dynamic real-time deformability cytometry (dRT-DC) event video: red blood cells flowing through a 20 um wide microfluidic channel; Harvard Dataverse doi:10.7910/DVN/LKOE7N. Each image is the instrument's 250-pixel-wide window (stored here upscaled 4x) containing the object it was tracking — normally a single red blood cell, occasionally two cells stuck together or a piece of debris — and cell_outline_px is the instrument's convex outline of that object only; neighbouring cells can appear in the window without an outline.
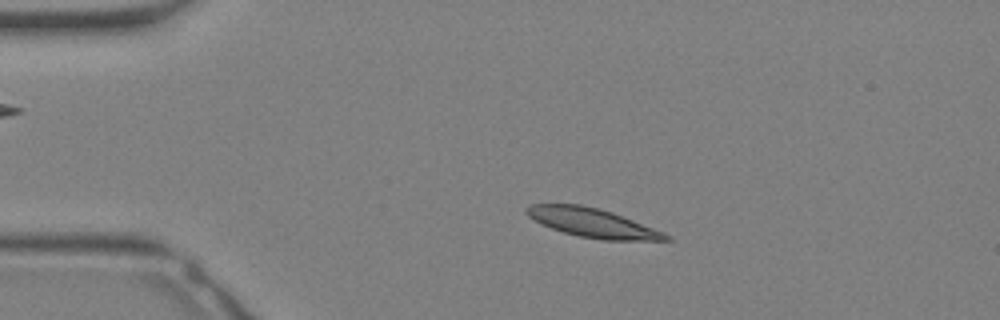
{"species": "Egyptian fruit bat (a non-hibernating species)", "species_latin": "Rousettus aegyptiacus", "temperature_condition": "warm", "stored_images_in_passage": 32, "camera_frame_rate_fps": 3000, "um_per_image_px": 0.085, "animal": {"sex": "female"}, "frame": {"image": 1, "passage_image": 6, "time_ms": 1.667, "image_size_px": [1000, 320], "cell_outline_px": [[672, 240], [604, 240], [580, 236], [564, 232], [552, 228], [528, 216], [524, 212], [524, 208], [528, 204], [580, 204], [612, 212], [664, 232], [672, 236]], "centroid_in_image_um": [50.37, 18.93], "position_along_channel_um": 34.6, "area_um2": 23.24}}
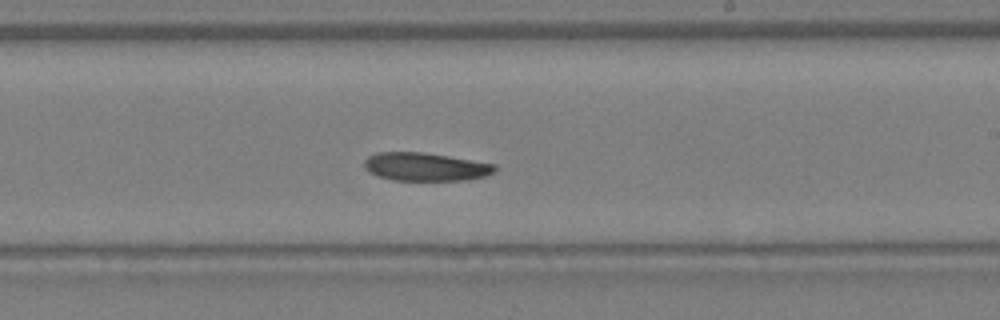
{"frame": {"image": 2, "passage_image": 19, "time_ms": 6.0, "image_size_px": [1000, 320], "cell_outline_px": [[496, 168], [492, 172], [484, 176], [468, 180], [392, 180], [368, 172], [364, 168], [364, 160], [368, 156], [376, 152], [424, 152], [496, 164]], "centroid_in_image_um": [36.13, 14.17], "position_along_channel_um": 252.9, "area_um2": 21.44}}
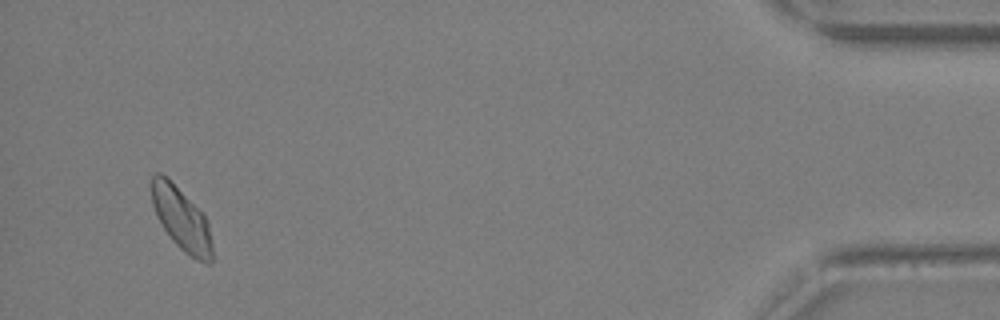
{"frame": {"image": 3, "passage_image": 31, "time_ms": 10.0, "image_size_px": [1000, 320], "cell_outline_px": [[212, 264], [204, 264], [196, 260], [184, 252], [172, 240], [164, 228], [152, 204], [152, 176], [156, 172], [160, 172], [168, 176], [204, 212], [208, 220], [212, 244]], "centroid_in_image_um": [15.47, 18.59], "position_along_channel_um": 419.7, "area_um2": 22.72}}